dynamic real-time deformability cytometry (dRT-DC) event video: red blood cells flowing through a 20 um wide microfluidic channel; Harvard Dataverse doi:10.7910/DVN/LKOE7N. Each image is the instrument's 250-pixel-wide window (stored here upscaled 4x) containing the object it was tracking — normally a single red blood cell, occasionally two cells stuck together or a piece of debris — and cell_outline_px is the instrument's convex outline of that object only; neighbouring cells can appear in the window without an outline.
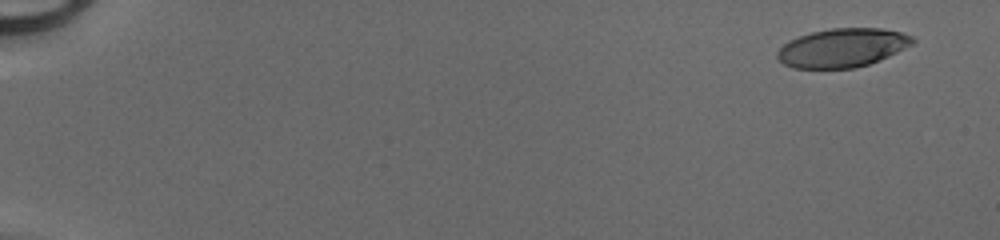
{"species": "human", "species_latin": "Homo sapiens", "temperature_condition": "cold", "stored_images_in_passage": 47, "camera_frame_rate_fps": 3000, "um_per_image_px": 0.085, "donor": {"sex": "male"}, "frame": {"image": 1, "passage_image": 1, "time_ms": 0.0, "image_size_px": [1000, 240], "cell_outline_px": [[916, 40], [912, 44], [880, 60], [856, 68], [792, 68], [784, 64], [776, 56], [776, 52], [788, 40], [812, 32], [832, 28], [880, 28], [904, 32], [912, 36]], "centroid_in_image_um": [71.6, 4.06], "position_along_channel_um": 13.4, "area_um2": 30.52}}
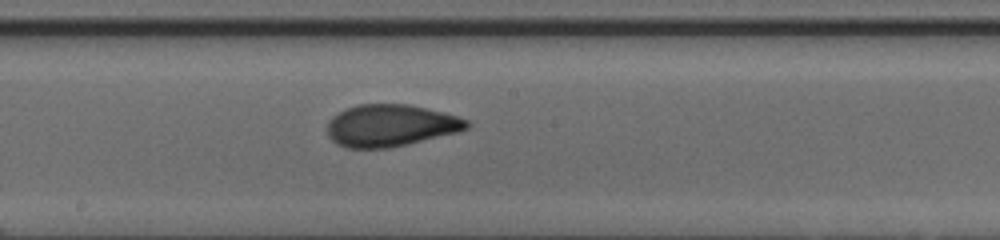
{"frame": {"image": 2, "passage_image": 27, "time_ms": 8.667, "image_size_px": [1000, 240], "cell_outline_px": [[472, 124], [468, 128], [460, 132], [408, 144], [388, 148], [344, 148], [336, 144], [328, 136], [328, 120], [332, 116], [344, 108], [360, 104], [408, 104], [444, 112], [460, 116], [468, 120]], "centroid_in_image_um": [33.22, 10.67], "position_along_channel_um": 215.0, "area_um2": 34.62}}
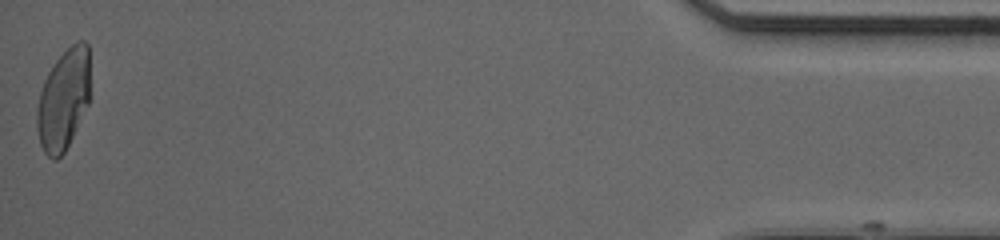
{"frame": {"image": 3, "passage_image": 47, "time_ms": 15.333, "image_size_px": [1000, 240], "cell_outline_px": [[88, 104], [64, 152], [56, 160], [52, 160], [44, 152], [40, 144], [36, 128], [36, 108], [40, 92], [44, 80], [48, 72], [56, 60], [76, 40], [84, 40], [88, 44]], "centroid_in_image_um": [5.36, 8.47], "position_along_channel_um": 429.8, "area_um2": 30.92}}